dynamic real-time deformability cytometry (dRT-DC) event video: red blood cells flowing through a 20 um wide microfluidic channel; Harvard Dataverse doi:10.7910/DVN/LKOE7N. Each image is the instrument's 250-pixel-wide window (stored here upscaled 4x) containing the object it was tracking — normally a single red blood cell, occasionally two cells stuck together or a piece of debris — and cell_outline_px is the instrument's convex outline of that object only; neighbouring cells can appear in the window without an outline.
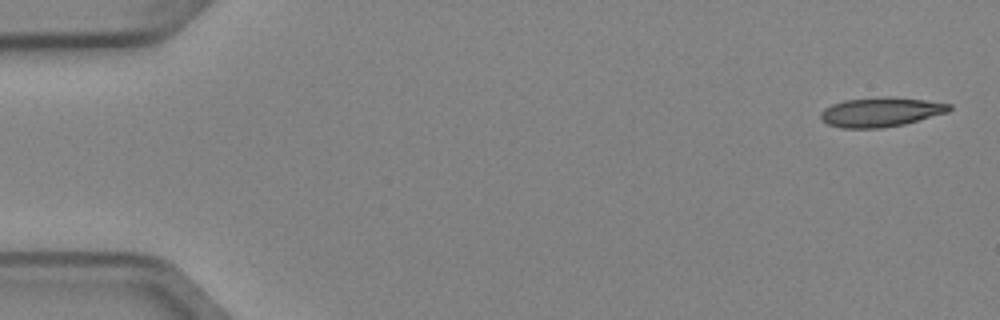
{"species": "Egyptian fruit bat (a non-hibernating species)", "species_latin": "Rousettus aegyptiacus", "temperature_condition": "cold", "stored_images_in_passage": 4, "camera_frame_rate_fps": 3000, "um_per_image_px": 0.085, "animal": {"sex": "female"}, "frame": {"image": 1, "passage_image": 1, "time_ms": 0.0, "image_size_px": [1000, 320], "cell_outline_px": [[952, 108], [948, 112], [904, 124], [880, 128], [840, 128], [828, 124], [820, 120], [820, 112], [824, 108], [832, 104], [844, 100], [876, 96], [888, 96], [924, 100], [952, 104]], "centroid_in_image_um": [74.83, 9.51], "position_along_channel_um": 10.2, "area_um2": 22.25}}
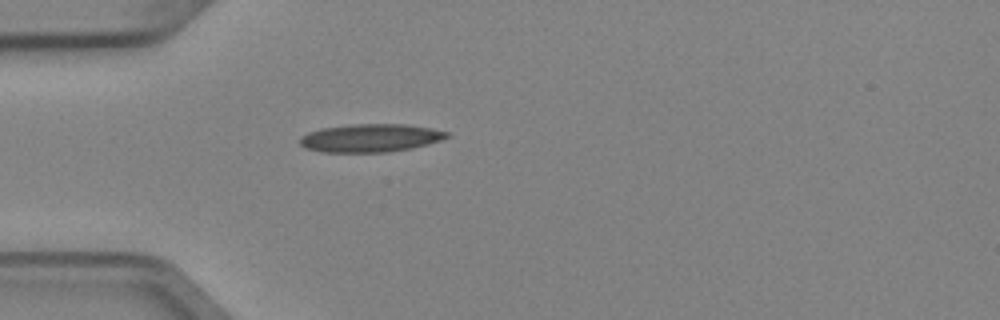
{"frame": {"image": 2, "passage_image": 4, "time_ms": 1.0, "image_size_px": [1000, 320], "cell_outline_px": [[452, 136], [428, 144], [412, 148], [388, 152], [320, 152], [304, 148], [300, 144], [300, 136], [308, 132], [320, 128], [352, 124], [408, 124], [448, 132]], "centroid_in_image_um": [31.46, 11.73], "position_along_channel_um": 53.5, "area_um2": 24.22}}